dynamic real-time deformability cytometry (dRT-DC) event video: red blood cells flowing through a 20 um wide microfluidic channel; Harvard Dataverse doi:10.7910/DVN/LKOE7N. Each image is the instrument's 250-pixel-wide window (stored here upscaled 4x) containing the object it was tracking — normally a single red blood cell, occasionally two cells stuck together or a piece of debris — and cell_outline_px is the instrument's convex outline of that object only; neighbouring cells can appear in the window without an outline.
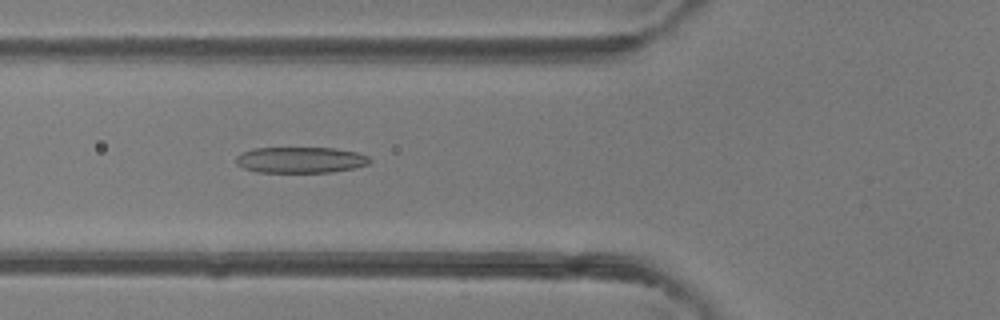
{"species": "common noctule bat (a hibernating species)", "species_latin": "Nyctalus noctula", "temperature_condition": "room temperature", "stored_images_in_passage": 47, "camera_frame_rate_fps": 3000, "um_per_image_px": 0.085, "animal": {"sex": "female"}, "frame": {"image": 1, "passage_image": 18, "time_ms": 5.667, "image_size_px": [1000, 320], "cell_outline_px": [[372, 160], [368, 164], [352, 168], [332, 172], [256, 172], [244, 168], [236, 164], [236, 156], [252, 148], [336, 148], [356, 152], [368, 156]], "centroid_in_image_um": [25.54, 13.59], "position_along_channel_um": 100.3, "area_um2": 20.23}}
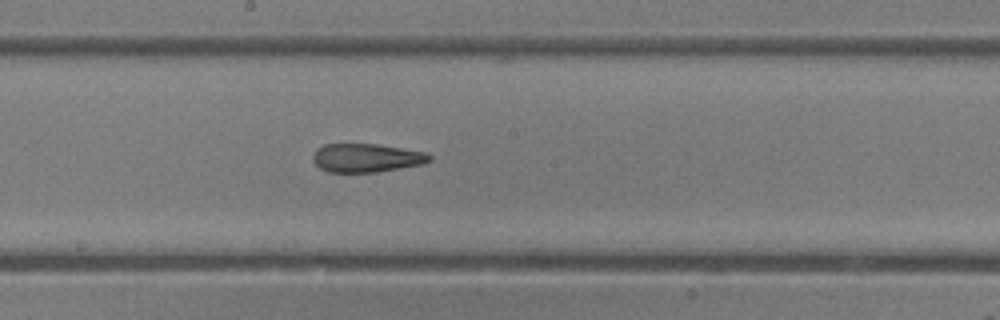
{"frame": {"image": 2, "passage_image": 26, "time_ms": 8.333, "image_size_px": [1000, 320], "cell_outline_px": [[432, 160], [424, 164], [376, 172], [328, 172], [320, 168], [312, 160], [312, 156], [316, 148], [324, 144], [376, 144], [428, 152], [432, 156]], "centroid_in_image_um": [31.16, 13.41], "position_along_channel_um": 217.0, "area_um2": 19.59}}
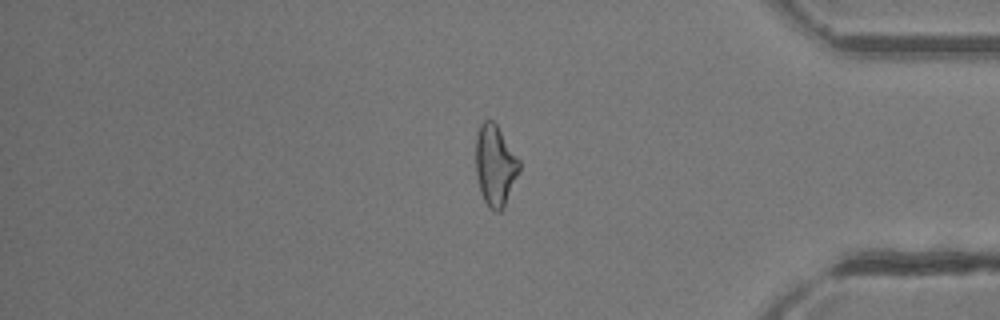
{"frame": {"image": 3, "passage_image": 40, "time_ms": 13.0, "image_size_px": [1000, 320], "cell_outline_px": [[520, 172], [504, 208], [500, 212], [496, 212], [488, 208], [480, 192], [476, 172], [476, 136], [480, 124], [484, 120], [492, 120], [496, 124], [520, 160]], "centroid_in_image_um": [42.1, 14.1], "position_along_channel_um": 393.1, "area_um2": 20.75}, "authors_computed_cell_mechanics": {"area_um2": 21.097, "velocity_mm_per_s": 4.3522, "shape_relaxation_time_tau1_ms": null, "shape_relaxation_time_tau2_ms": 1.8588, "deformation_change_tau1": null, "deformation_change_tau2": 0.1219}}